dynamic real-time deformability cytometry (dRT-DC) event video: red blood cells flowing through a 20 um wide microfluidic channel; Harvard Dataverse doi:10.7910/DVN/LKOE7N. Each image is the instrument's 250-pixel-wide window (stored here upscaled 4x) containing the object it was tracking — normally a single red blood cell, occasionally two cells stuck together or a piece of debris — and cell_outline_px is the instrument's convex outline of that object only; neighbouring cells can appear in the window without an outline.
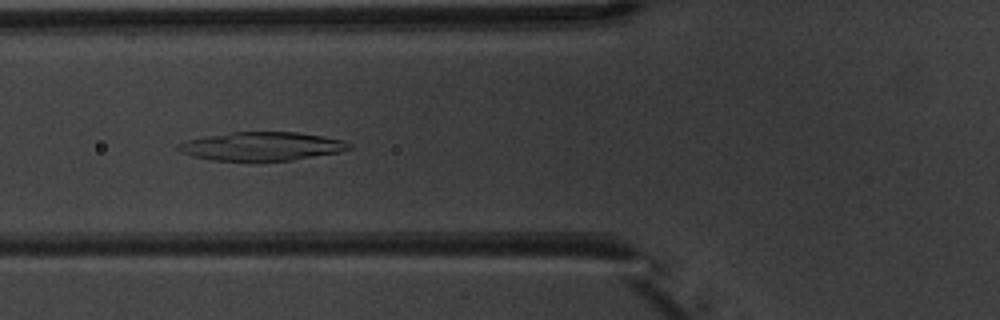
{"species": "common noctule bat (a hibernating species)", "species_latin": "Nyctalus noctula", "temperature_condition": "warm", "stored_images_in_passage": 8, "camera_frame_rate_fps": 3000, "um_per_image_px": 0.085, "animal": {"sex": "male", "body_mass_g": 20.1, "forearm_length_mm": 53.5}, "frame": {"image": 1, "passage_image": 7, "time_ms": 7.0, "image_size_px": [1000, 320], "cell_outline_px": [[352, 148], [340, 152], [292, 160], [212, 160], [192, 156], [180, 152], [176, 148], [176, 144], [188, 140], [208, 136], [232, 132], [296, 132], [324, 136], [344, 140], [352, 144]], "centroid_in_image_um": [22.28, 12.43], "position_along_channel_um": 103.5, "area_um2": 28.32}}
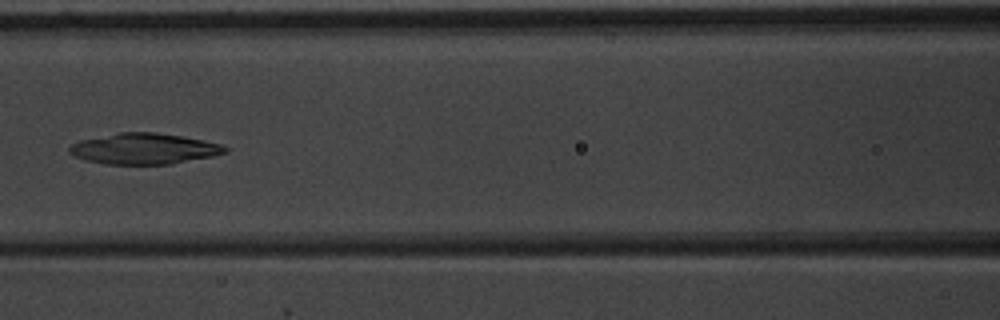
{"frame": {"image": 2, "passage_image": 8, "time_ms": 8.333, "image_size_px": [1000, 320], "cell_outline_px": [[228, 152], [212, 156], [172, 164], [104, 164], [84, 160], [68, 152], [68, 148], [72, 144], [80, 140], [116, 132], [156, 132], [184, 136], [220, 144], [228, 148]], "centroid_in_image_um": [12.23, 12.63], "position_along_channel_um": 154.4, "area_um2": 28.15}}